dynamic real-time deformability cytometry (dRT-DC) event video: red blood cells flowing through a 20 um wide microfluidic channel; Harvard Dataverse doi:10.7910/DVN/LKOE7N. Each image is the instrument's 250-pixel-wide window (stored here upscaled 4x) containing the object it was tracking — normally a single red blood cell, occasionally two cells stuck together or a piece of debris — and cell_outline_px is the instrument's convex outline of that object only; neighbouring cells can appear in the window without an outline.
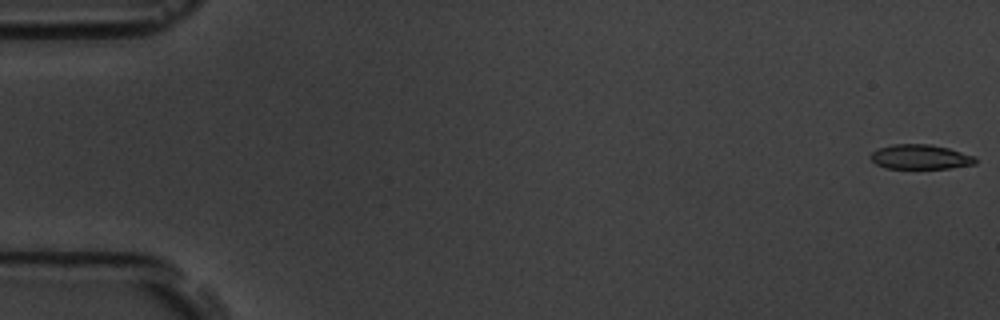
{"species": "common noctule bat (a hibernating species)", "species_latin": "Nyctalus noctula", "temperature_condition": "room temperature", "stored_images_in_passage": 5, "camera_frame_rate_fps": 3000, "um_per_image_px": 0.085, "animal": {"sex": "male", "body_mass_g": 19.5, "forearm_length_mm": 54.6}, "frame": {"image": 1, "passage_image": 1, "time_ms": 0.0, "image_size_px": [1000, 320], "cell_outline_px": [[976, 164], [948, 168], [884, 168], [876, 164], [868, 156], [872, 152], [880, 148], [892, 144], [932, 144], [948, 148], [976, 156]], "centroid_in_image_um": [78.23, 13.33], "position_along_channel_um": 6.8, "area_um2": 15.09}}
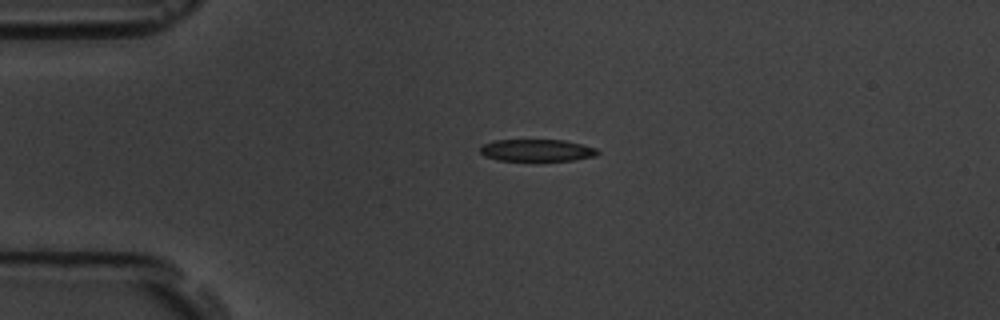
{"frame": {"image": 2, "passage_image": 5, "time_ms": 4.333, "image_size_px": [1000, 320], "cell_outline_px": [[600, 152], [596, 156], [572, 160], [496, 160], [484, 156], [480, 152], [480, 148], [484, 144], [496, 140], [564, 140], [596, 148]], "centroid_in_image_um": [45.63, 12.77], "position_along_channel_um": 39.4, "area_um2": 14.91}}